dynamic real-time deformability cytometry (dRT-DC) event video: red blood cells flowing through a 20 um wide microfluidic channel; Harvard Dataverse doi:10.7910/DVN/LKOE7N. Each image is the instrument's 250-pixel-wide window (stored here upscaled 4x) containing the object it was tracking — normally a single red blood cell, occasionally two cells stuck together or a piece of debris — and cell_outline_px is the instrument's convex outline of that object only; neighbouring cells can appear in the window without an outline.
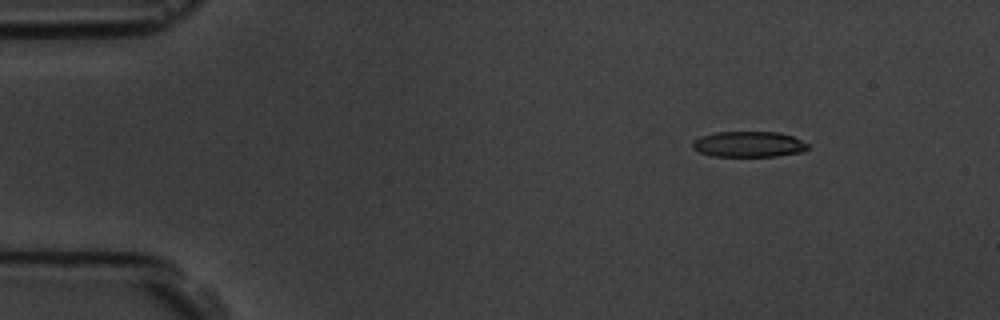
{"species": "common noctule bat (a hibernating species)", "species_latin": "Nyctalus noctula", "temperature_condition": "room temperature", "stored_images_in_passage": 6, "camera_frame_rate_fps": 3000, "um_per_image_px": 0.085, "animal": {"sex": "male", "body_mass_g": 19.5, "forearm_length_mm": 54.6}, "frame": {"image": 1, "passage_image": 1, "time_ms": 0.0, "image_size_px": [1000, 320], "cell_outline_px": [[808, 148], [804, 152], [776, 156], [712, 156], [700, 152], [692, 148], [692, 140], [700, 136], [716, 132], [780, 132], [792, 136], [808, 144]], "centroid_in_image_um": [63.62, 12.26], "position_along_channel_um": 21.4, "area_um2": 17.34}}
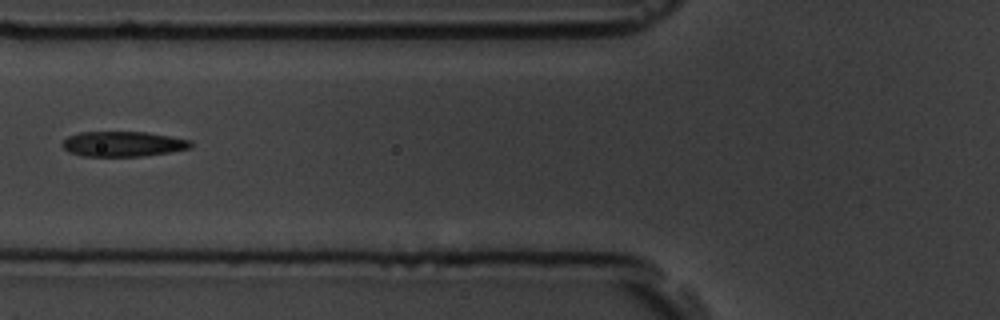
{"frame": {"image": 2, "passage_image": 5, "time_ms": 4.667, "image_size_px": [1000, 320], "cell_outline_px": [[192, 148], [168, 152], [140, 156], [80, 156], [68, 152], [60, 144], [68, 136], [80, 132], [148, 132], [192, 140]], "centroid_in_image_um": [10.44, 12.23], "position_along_channel_um": 115.4, "area_um2": 18.9}}
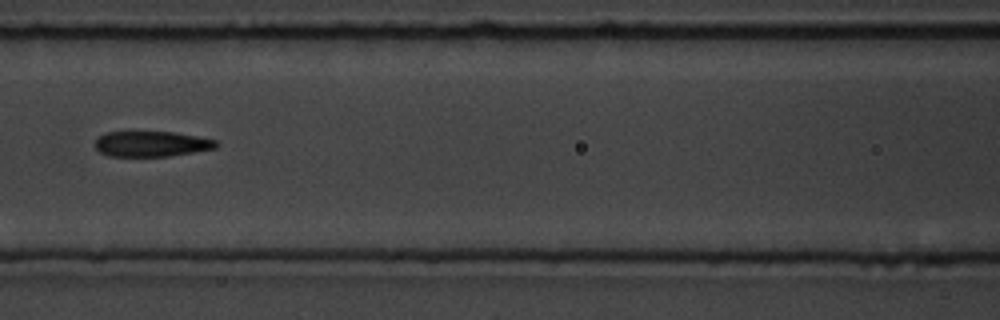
{"frame": {"image": 3, "passage_image": 6, "time_ms": 5.667, "image_size_px": [1000, 320], "cell_outline_px": [[220, 144], [216, 148], [168, 156], [108, 156], [100, 152], [96, 148], [96, 136], [104, 132], [176, 132], [216, 140]], "centroid_in_image_um": [12.86, 12.22], "position_along_channel_um": 153.7, "area_um2": 17.98}}